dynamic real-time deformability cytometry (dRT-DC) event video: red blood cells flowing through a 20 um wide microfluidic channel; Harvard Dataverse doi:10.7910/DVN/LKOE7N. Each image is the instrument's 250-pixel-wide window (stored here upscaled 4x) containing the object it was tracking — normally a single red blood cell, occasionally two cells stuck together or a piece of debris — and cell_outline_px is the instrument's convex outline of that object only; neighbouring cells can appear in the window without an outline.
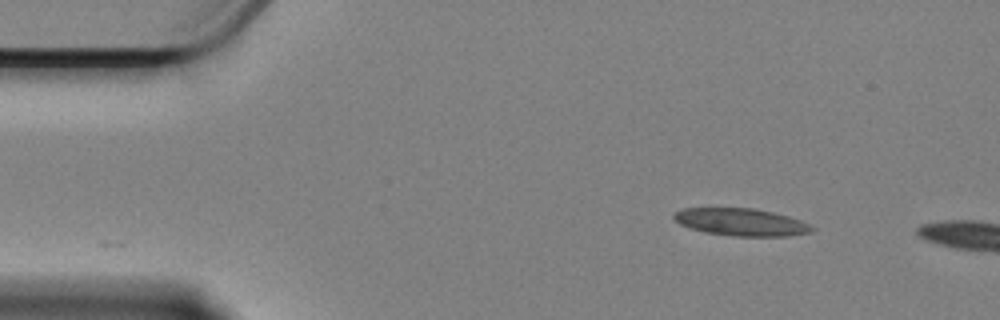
{"species": "Egyptian fruit bat (a non-hibernating species)", "species_latin": "Rousettus aegyptiacus", "temperature_condition": "cold", "stored_images_in_passage": 5, "camera_frame_rate_fps": 3000, "um_per_image_px": 0.085, "animal": {"sex": "female"}, "frame": {"image": 1, "passage_image": 1, "time_ms": 0.0, "image_size_px": [1000, 320], "cell_outline_px": [[816, 228], [812, 232], [788, 236], [736, 236], [704, 232], [680, 224], [672, 216], [672, 212], [684, 208], [756, 208], [788, 216], [800, 220]], "centroid_in_image_um": [62.99, 18.87], "position_along_channel_um": 22.0, "area_um2": 22.02}}